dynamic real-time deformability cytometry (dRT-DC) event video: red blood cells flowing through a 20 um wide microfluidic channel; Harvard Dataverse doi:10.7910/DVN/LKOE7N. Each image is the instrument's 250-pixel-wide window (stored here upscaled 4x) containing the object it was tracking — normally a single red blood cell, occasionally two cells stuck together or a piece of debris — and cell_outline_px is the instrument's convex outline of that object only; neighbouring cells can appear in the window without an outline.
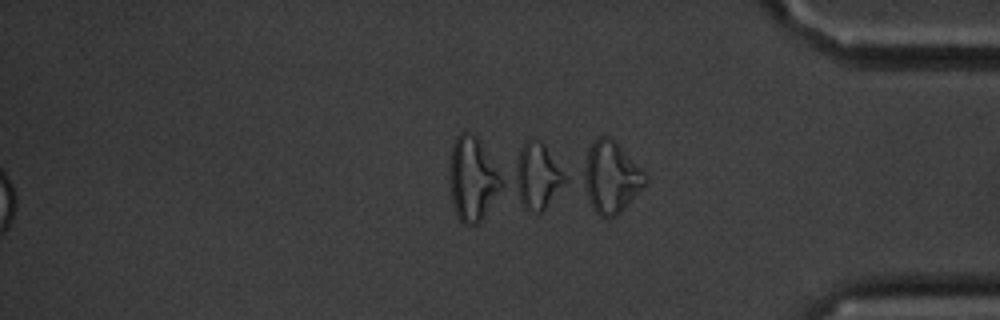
{"species": "common noctule bat (a hibernating species)", "species_latin": "Nyctalus noctula", "temperature_condition": "cold", "stored_images_in_passage": 16, "segment_of_instrument_passage": [2, 2], "camera_frame_rate_fps": 3000, "um_per_image_px": 0.085, "animal": {"sex": "male", "body_mass_g": 20.1, "forearm_length_mm": 53.5}, "frame": {"image": 1, "passage_image": 16, "time_ms": 19.333, "image_size_px": [1000, 320], "cell_outline_px": [[648, 180], [628, 204], [616, 216], [608, 220], [604, 220], [592, 208], [576, 180], [576, 176], [588, 148], [600, 136], [608, 136], [648, 176]], "centroid_in_image_um": [51.78, 15.13], "position_along_channel_um": 383.4, "area_um2": 26.59}}